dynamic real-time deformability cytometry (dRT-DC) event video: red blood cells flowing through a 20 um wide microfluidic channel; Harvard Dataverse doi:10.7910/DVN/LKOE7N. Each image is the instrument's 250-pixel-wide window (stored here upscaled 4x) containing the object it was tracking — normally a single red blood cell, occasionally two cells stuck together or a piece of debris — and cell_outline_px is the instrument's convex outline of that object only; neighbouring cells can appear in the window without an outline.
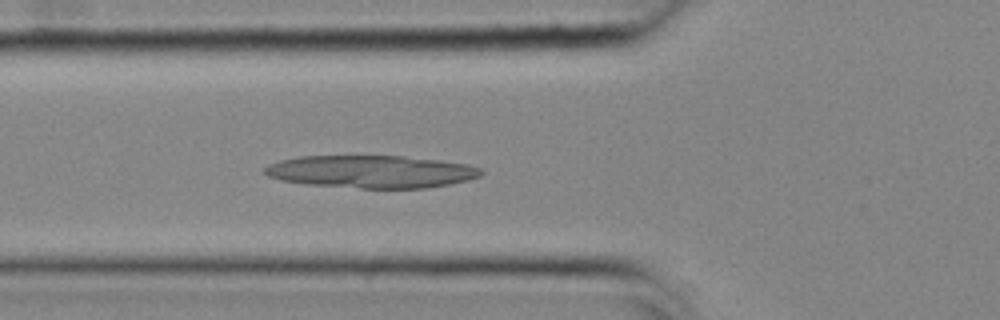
{"species": "common noctule bat (a hibernating species)", "species_latin": "Nyctalus noctula", "temperature_condition": "cold", "stored_images_in_passage": 55, "camera_frame_rate_fps": 3000, "um_per_image_px": 0.085, "animal": {"sex": "female", "body_mass_g": 25.1}, "frame": {"image": 1, "passage_image": 20, "time_ms": 6.333, "image_size_px": [1000, 320], "cell_outline_px": [[484, 172], [480, 176], [468, 180], [428, 188], [360, 188], [308, 184], [280, 180], [268, 176], [264, 172], [264, 168], [268, 164], [280, 160], [300, 156], [404, 156], [440, 160], [468, 164], [484, 168]], "centroid_in_image_um": [31.6, 14.58], "position_along_channel_um": 94.2, "area_um2": 41.21}}
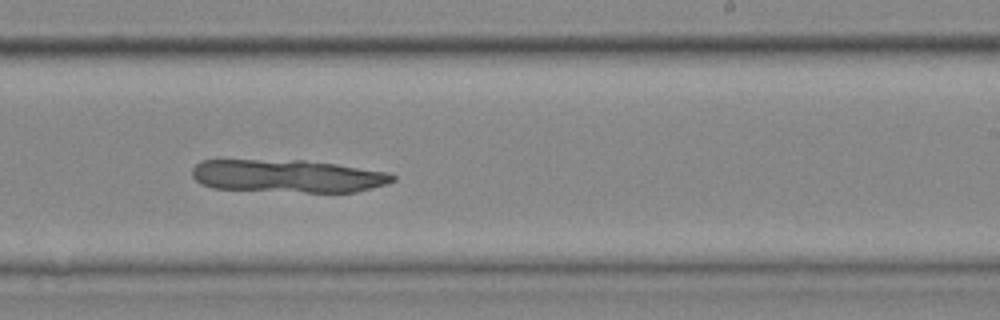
{"frame": {"image": 2, "passage_image": 34, "time_ms": 11.0, "image_size_px": [1000, 320], "cell_outline_px": [[396, 180], [388, 184], [356, 192], [304, 192], [212, 188], [200, 184], [192, 176], [192, 168], [200, 160], [304, 160], [336, 164], [388, 172], [396, 176]], "centroid_in_image_um": [24.46, 14.96], "position_along_channel_um": 264.5, "area_um2": 38.61}}
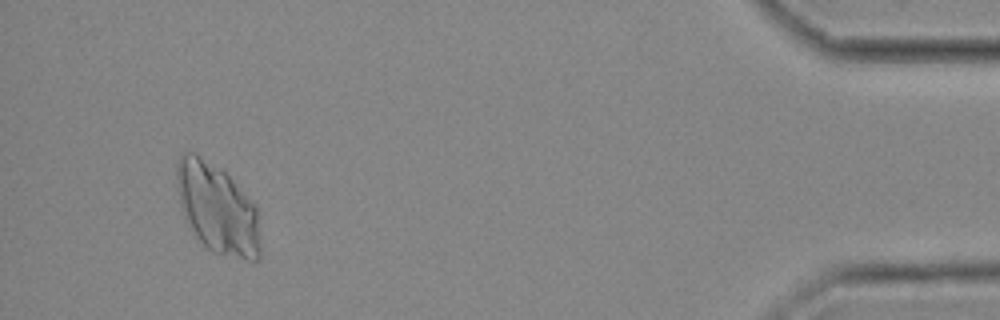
{"frame": {"image": 3, "passage_image": 52, "time_ms": 17.0, "image_size_px": [1000, 320], "cell_outline_px": [[260, 260], [248, 260], [212, 252], [196, 236], [188, 224], [184, 216], [176, 188], [176, 164], [180, 156], [184, 152], [196, 152], [220, 168], [232, 180], [256, 208], [260, 244]], "centroid_in_image_um": [18.44, 17.72], "position_along_channel_um": 416.8, "area_um2": 43.41}}